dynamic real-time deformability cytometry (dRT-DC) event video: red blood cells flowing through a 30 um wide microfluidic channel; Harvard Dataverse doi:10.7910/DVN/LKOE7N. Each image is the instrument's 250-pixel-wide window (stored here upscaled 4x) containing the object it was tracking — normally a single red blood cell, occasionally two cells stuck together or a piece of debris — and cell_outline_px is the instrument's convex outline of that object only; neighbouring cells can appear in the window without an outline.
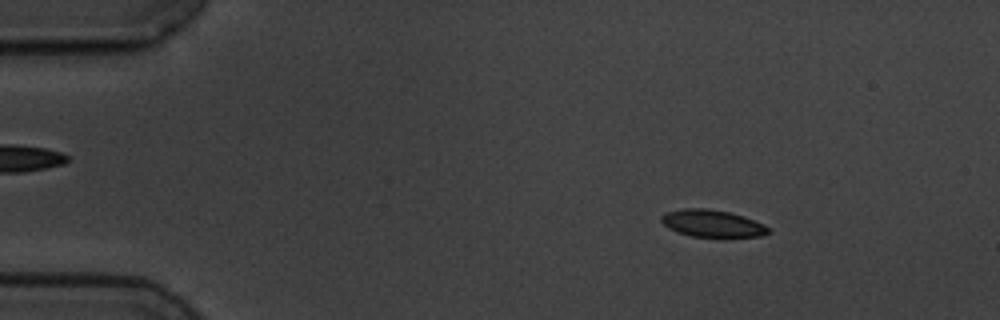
{"species": "common noctule bat (a hibernating species)", "species_latin": "Nyctalus noctula", "temperature_condition": "cold", "stored_images_in_passage": 57, "camera_frame_rate_fps": 3000, "um_per_image_px": 0.085, "animal": {"sex": "male", "body_mass_g": 19.5, "forearm_length_mm": 54.6}, "frame": {"image": 1, "passage_image": 8, "time_ms": 2.333, "image_size_px": [1000, 320], "cell_outline_px": [[768, 232], [760, 236], [724, 240], [720, 240], [692, 236], [676, 232], [668, 228], [660, 220], [660, 216], [664, 212], [684, 208], [704, 208], [728, 212], [744, 216], [764, 224], [768, 228]], "centroid_in_image_um": [60.53, 19.04], "position_along_channel_um": 24.5, "area_um2": 17.74}}
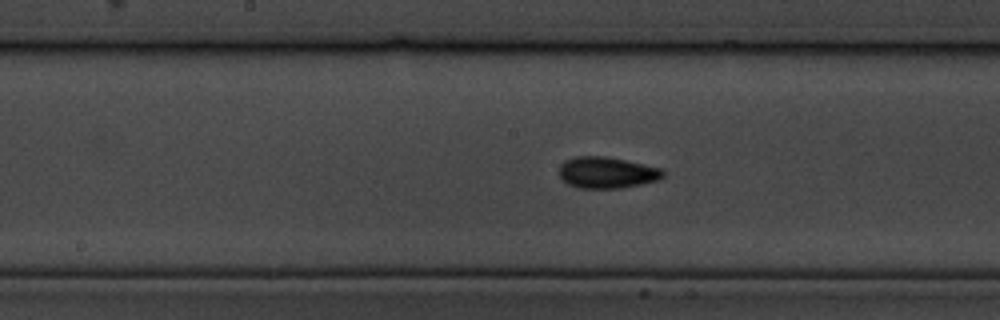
{"frame": {"image": 2, "passage_image": 29, "time_ms": 9.333, "image_size_px": [1000, 320], "cell_outline_px": [[664, 176], [660, 180], [620, 188], [580, 188], [568, 184], [560, 176], [560, 164], [564, 160], [576, 156], [608, 156], [660, 168], [664, 172]], "centroid_in_image_um": [51.58, 14.66], "position_along_channel_um": 196.6, "area_um2": 18.96}}
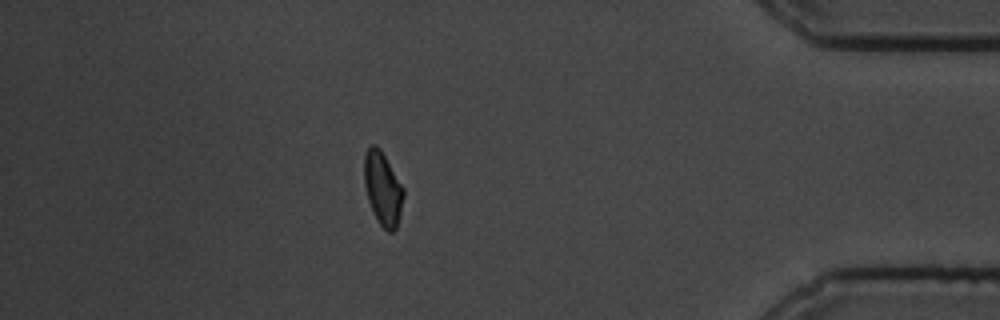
{"frame": {"image": 3, "passage_image": 50, "time_ms": 16.333, "image_size_px": [1000, 320], "cell_outline_px": [[404, 196], [396, 228], [392, 232], [388, 232], [380, 224], [368, 200], [364, 184], [364, 152], [368, 144], [376, 144], [380, 148], [404, 188]], "centroid_in_image_um": [32.52, 15.96], "position_along_channel_um": 402.7, "area_um2": 16.76}, "authors_computed_cell_mechanics": {"area_um2": 17.2822, "velocity_mm_per_s": 3.507, "shape_relaxation_time_tau1_ms": 2.4938, "shape_relaxation_time_tau2_ms": 1.8047, "deformation_change_tau1": 0.0998, "deformation_change_tau2": 0.0715}}